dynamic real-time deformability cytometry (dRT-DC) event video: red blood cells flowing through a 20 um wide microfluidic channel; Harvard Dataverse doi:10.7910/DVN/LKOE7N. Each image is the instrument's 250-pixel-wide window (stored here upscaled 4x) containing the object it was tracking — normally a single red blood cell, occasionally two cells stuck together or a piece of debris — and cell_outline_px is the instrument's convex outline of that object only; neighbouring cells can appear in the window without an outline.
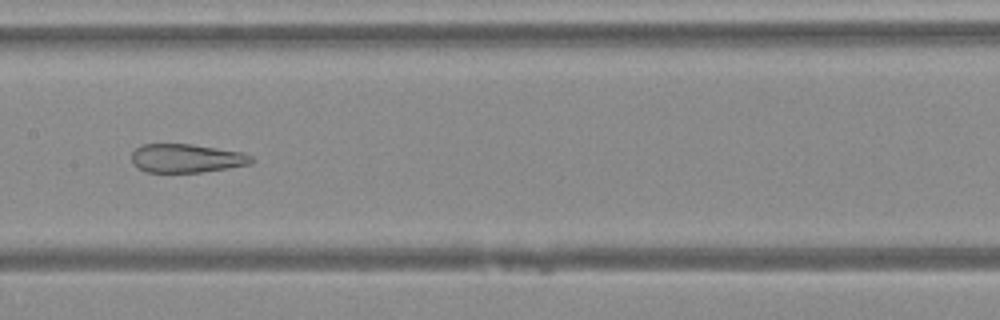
{"species": "Egyptian fruit bat (a non-hibernating species)", "species_latin": "Rousettus aegyptiacus", "temperature_condition": "warm", "stored_images_in_passage": 43, "camera_frame_rate_fps": 3000, "um_per_image_px": 0.085, "animal": {"sex": "female"}, "frame": {"image": 1, "passage_image": 19, "time_ms": 6.0, "image_size_px": [1000, 320], "cell_outline_px": [[256, 160], [252, 164], [228, 168], [200, 172], [144, 172], [136, 168], [132, 164], [132, 152], [136, 148], [144, 144], [192, 144], [240, 152], [252, 156]], "centroid_in_image_um": [15.84, 13.46], "position_along_channel_um": 191.6, "area_um2": 20.11}}
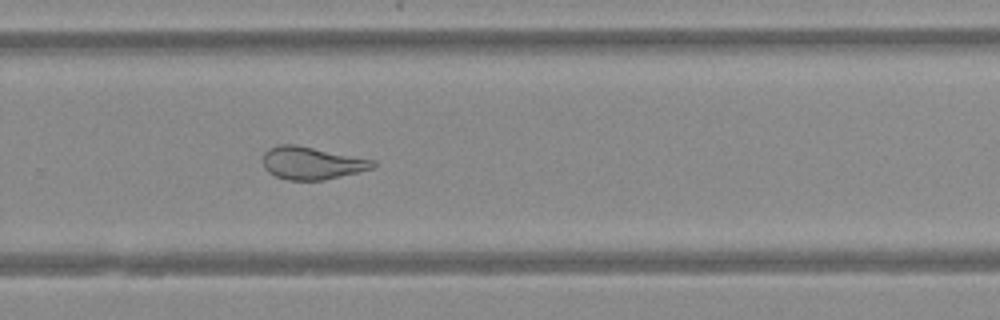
{"frame": {"image": 2, "passage_image": 27, "time_ms": 8.667, "image_size_px": [1000, 320], "cell_outline_px": [[376, 164], [372, 168], [360, 172], [324, 180], [288, 180], [276, 176], [268, 172], [264, 168], [264, 152], [268, 148], [280, 144], [296, 144], [376, 160]], "centroid_in_image_um": [26.51, 13.85], "position_along_channel_um": 303.3, "area_um2": 21.04}}
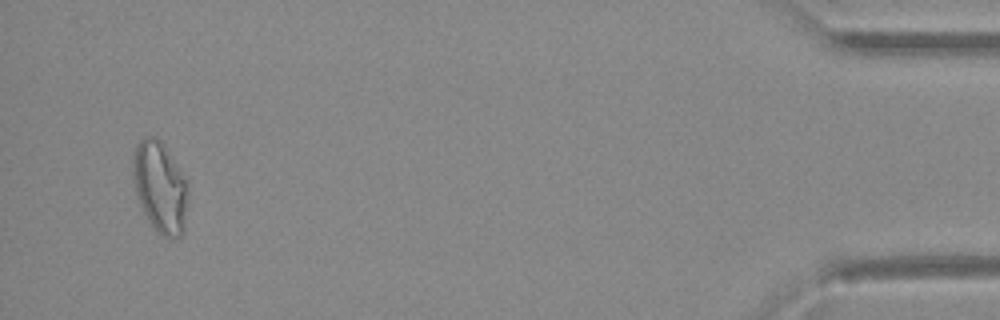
{"frame": {"image": 3, "passage_image": 41, "time_ms": 13.333, "image_size_px": [1000, 320], "cell_outline_px": [[188, 204], [184, 232], [180, 236], [172, 240], [168, 240], [156, 232], [148, 220], [136, 196], [132, 180], [132, 152], [136, 144], [144, 136], [156, 136], [164, 144], [188, 180]], "centroid_in_image_um": [13.61, 15.91], "position_along_channel_um": 421.6, "area_um2": 30.4}}